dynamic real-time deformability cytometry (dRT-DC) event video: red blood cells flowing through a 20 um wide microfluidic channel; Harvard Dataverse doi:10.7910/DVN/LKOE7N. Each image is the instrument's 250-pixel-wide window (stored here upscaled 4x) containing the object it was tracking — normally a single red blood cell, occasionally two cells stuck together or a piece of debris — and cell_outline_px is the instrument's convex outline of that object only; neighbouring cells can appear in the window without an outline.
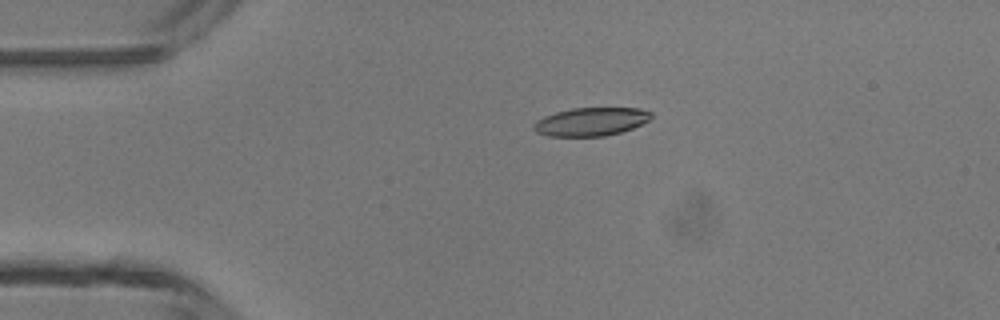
{"species": "common noctule bat (a hibernating species)", "species_latin": "Nyctalus noctula", "temperature_condition": "room temperature", "stored_images_in_passage": 2, "camera_frame_rate_fps": 3000, "um_per_image_px": 0.085, "animal": {"sex": "male", "body_mass_g": 13.3}, "frame": {"image": 1, "passage_image": 2, "time_ms": 1.333, "image_size_px": [1000, 320], "cell_outline_px": [[652, 116], [648, 120], [632, 128], [620, 132], [604, 136], [548, 136], [536, 132], [532, 128], [532, 124], [536, 120], [544, 116], [556, 112], [572, 108], [640, 108], [652, 112]], "centroid_in_image_um": [50.19, 10.34], "position_along_channel_um": 34.8, "area_um2": 19.36}}